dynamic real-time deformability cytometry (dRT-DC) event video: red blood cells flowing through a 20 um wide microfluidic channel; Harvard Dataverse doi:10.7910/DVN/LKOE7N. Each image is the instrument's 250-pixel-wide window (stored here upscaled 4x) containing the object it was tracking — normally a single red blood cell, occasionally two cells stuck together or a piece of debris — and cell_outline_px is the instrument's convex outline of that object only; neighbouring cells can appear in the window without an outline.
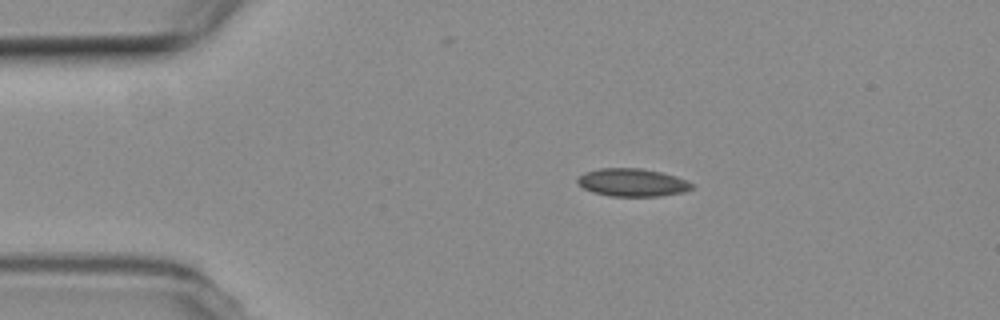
{"species": "common noctule bat (a hibernating species)", "species_latin": "Nyctalus noctula", "temperature_condition": "room temperature", "stored_images_in_passage": 45, "camera_frame_rate_fps": 3000, "um_per_image_px": 0.085, "animal": {"sex": "female", "body_mass_g": 19.3, "forearm_length_mm": 54.1}, "frame": {"image": 1, "passage_image": 1, "time_ms": 0.0, "image_size_px": [1000, 320], "cell_outline_px": [[696, 184], [692, 188], [684, 192], [660, 196], [608, 196], [592, 192], [584, 188], [576, 180], [584, 172], [600, 168], [640, 168], [660, 172], [676, 176], [688, 180]], "centroid_in_image_um": [53.78, 15.51], "position_along_channel_um": 31.2, "area_um2": 18.67}}
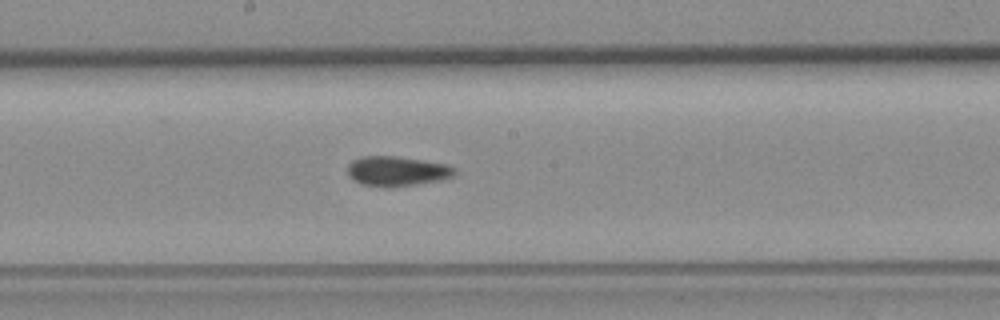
{"frame": {"image": 2, "passage_image": 19, "time_ms": 6.0, "image_size_px": [1000, 320], "cell_outline_px": [[456, 172], [452, 176], [444, 180], [416, 184], [360, 184], [352, 180], [348, 176], [348, 164], [352, 160], [360, 156], [396, 156], [448, 164], [456, 168]], "centroid_in_image_um": [33.76, 14.5], "position_along_channel_um": 214.4, "area_um2": 18.15}}
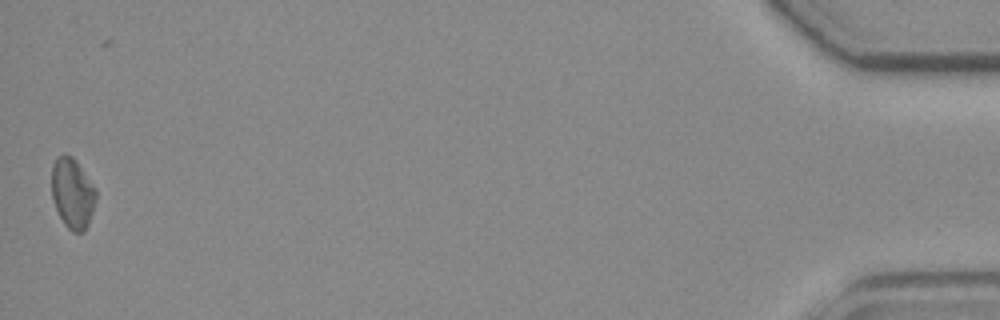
{"frame": {"image": 3, "passage_image": 44, "time_ms": 14.333, "image_size_px": [1000, 320], "cell_outline_px": [[96, 200], [88, 224], [84, 232], [72, 232], [64, 224], [52, 200], [52, 164], [56, 156], [72, 156], [76, 160], [96, 188]], "centroid_in_image_um": [6.16, 16.43], "position_along_channel_um": 429.0, "area_um2": 18.15}, "authors_computed_cell_mechanics": {"area_um2": 18.1492, "velocity_mm_per_s": 3.8102, "shape_relaxation_time_tau1_ms": null, "shape_relaxation_time_tau2_ms": 3.4265, "deformation_change_tau1": null, "deformation_change_tau2": 0.0902}}